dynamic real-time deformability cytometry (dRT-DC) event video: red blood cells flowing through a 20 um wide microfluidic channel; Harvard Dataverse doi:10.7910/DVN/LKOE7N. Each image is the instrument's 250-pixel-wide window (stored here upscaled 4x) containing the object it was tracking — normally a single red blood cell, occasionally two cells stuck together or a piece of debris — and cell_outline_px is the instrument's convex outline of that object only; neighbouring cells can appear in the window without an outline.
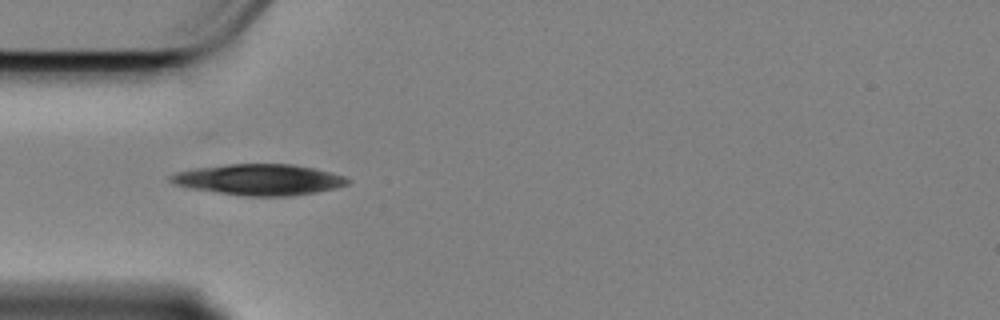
{"species": "Egyptian fruit bat (a non-hibernating species)", "species_latin": "Rousettus aegyptiacus", "temperature_condition": "cold", "stored_images_in_passage": 43, "camera_frame_rate_fps": 3000, "um_per_image_px": 0.085, "animal": {"sex": "female"}, "frame": {"image": 1, "passage_image": 1, "time_ms": 0.0, "image_size_px": [1000, 320], "cell_outline_px": [[352, 180], [348, 184], [316, 192], [288, 196], [248, 196], [192, 188], [172, 184], [168, 180], [168, 176], [176, 172], [196, 168], [228, 164], [292, 164], [316, 168], [332, 172], [344, 176]], "centroid_in_image_um": [22.04, 15.25], "position_along_channel_um": 63.0, "area_um2": 31.79}}
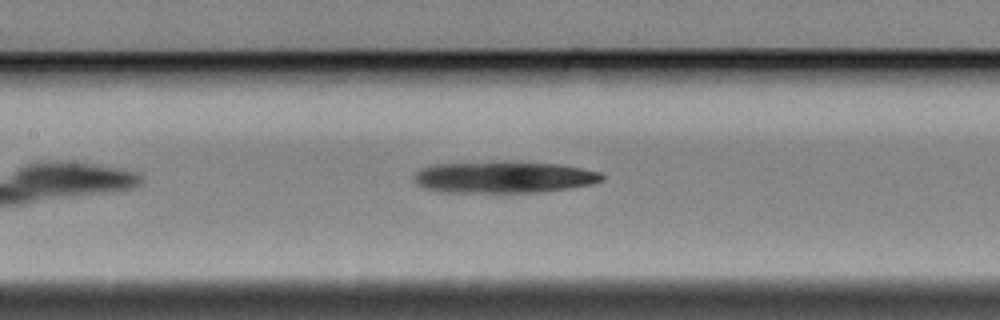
{"frame": {"image": 2, "passage_image": 10, "time_ms": 3.0, "image_size_px": [1000, 320], "cell_outline_px": [[604, 180], [592, 184], [568, 188], [536, 192], [436, 192], [424, 188], [416, 184], [412, 180], [412, 176], [420, 168], [432, 164], [504, 160], [560, 164], [604, 172]], "centroid_in_image_um": [42.78, 15.03], "position_along_channel_um": 164.6, "area_um2": 35.6}}
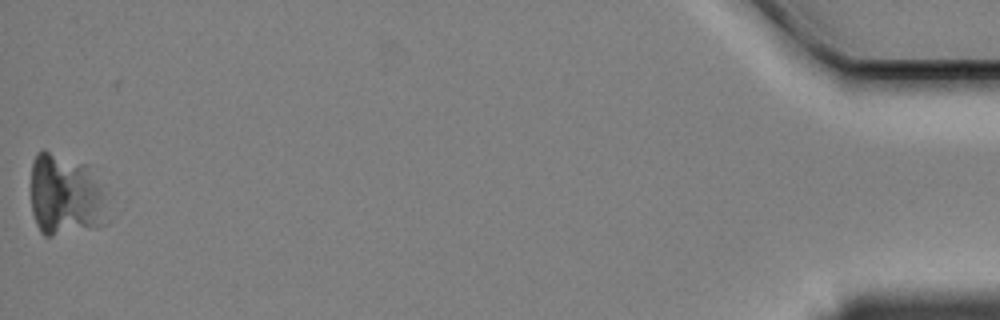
{"frame": {"image": 3, "passage_image": 42, "time_ms": 13.667, "image_size_px": [1000, 320], "cell_outline_px": [[104, 224], [96, 228], [52, 236], [44, 236], [40, 232], [36, 224], [32, 212], [32, 160], [36, 152], [44, 148], [88, 164], [104, 196]], "centroid_in_image_um": [5.5, 16.57], "position_along_channel_um": 429.7, "area_um2": 36.53}}